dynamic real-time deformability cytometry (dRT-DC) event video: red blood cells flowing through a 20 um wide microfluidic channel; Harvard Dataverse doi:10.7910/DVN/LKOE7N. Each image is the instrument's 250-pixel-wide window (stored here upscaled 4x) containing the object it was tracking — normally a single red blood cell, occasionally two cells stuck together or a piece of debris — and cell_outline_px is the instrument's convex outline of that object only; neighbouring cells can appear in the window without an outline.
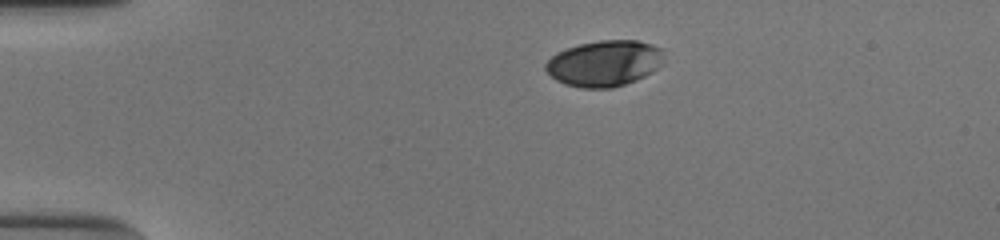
{"species": "human", "species_latin": "Homo sapiens", "temperature_condition": "cold", "stored_images_in_passage": 37, "camera_frame_rate_fps": 3000, "um_per_image_px": 0.085, "donor": {"sex": "male"}, "frame": {"image": 1, "passage_image": 1, "time_ms": 0.0, "image_size_px": [1000, 240], "cell_outline_px": [[660, 64], [652, 72], [636, 80], [612, 88], [580, 88], [564, 84], [556, 80], [544, 68], [544, 64], [556, 52], [580, 44], [600, 40], [636, 40], [652, 44], [660, 48]], "centroid_in_image_um": [51.31, 5.39], "position_along_channel_um": 33.7, "area_um2": 31.39}}
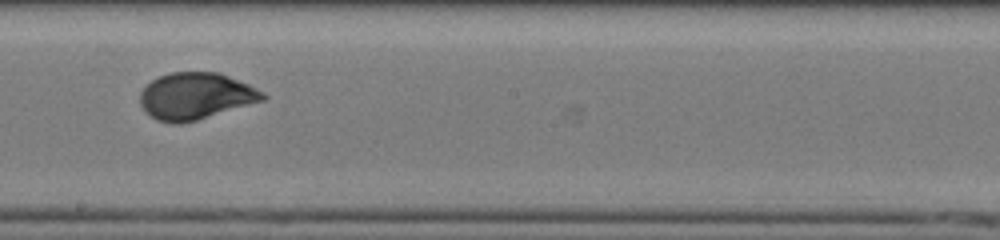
{"frame": {"image": 2, "passage_image": 21, "time_ms": 6.667, "image_size_px": [1000, 240], "cell_outline_px": [[268, 96], [264, 100], [196, 120], [180, 124], [172, 124], [156, 120], [144, 112], [140, 104], [140, 92], [152, 80], [168, 72], [220, 72], [248, 84], [264, 92]], "centroid_in_image_um": [16.61, 8.17], "position_along_channel_um": 231.6, "area_um2": 33.47}}
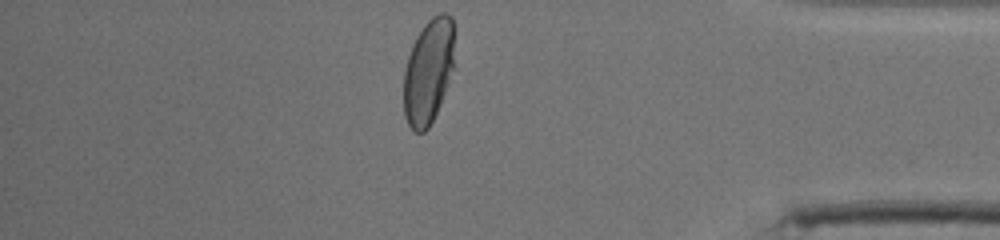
{"frame": {"image": 3, "passage_image": 36, "time_ms": 11.667, "image_size_px": [1000, 240], "cell_outline_px": [[452, 68], [440, 104], [428, 128], [424, 132], [412, 132], [404, 116], [404, 72], [408, 56], [412, 44], [416, 36], [424, 24], [432, 16], [440, 12], [444, 12], [452, 16]], "centroid_in_image_um": [36.37, 6.07], "position_along_channel_um": 398.8, "area_um2": 30.58}, "authors_computed_cell_mechanics": {"area_um2": 32.8882, "velocity_mm_per_s": 3.8789, "shape_relaxation_time_tau1_ms": 4.3114, "shape_relaxation_time_tau2_ms": null, "deformation_change_tau1": 0.1741, "deformation_change_tau2": null}}